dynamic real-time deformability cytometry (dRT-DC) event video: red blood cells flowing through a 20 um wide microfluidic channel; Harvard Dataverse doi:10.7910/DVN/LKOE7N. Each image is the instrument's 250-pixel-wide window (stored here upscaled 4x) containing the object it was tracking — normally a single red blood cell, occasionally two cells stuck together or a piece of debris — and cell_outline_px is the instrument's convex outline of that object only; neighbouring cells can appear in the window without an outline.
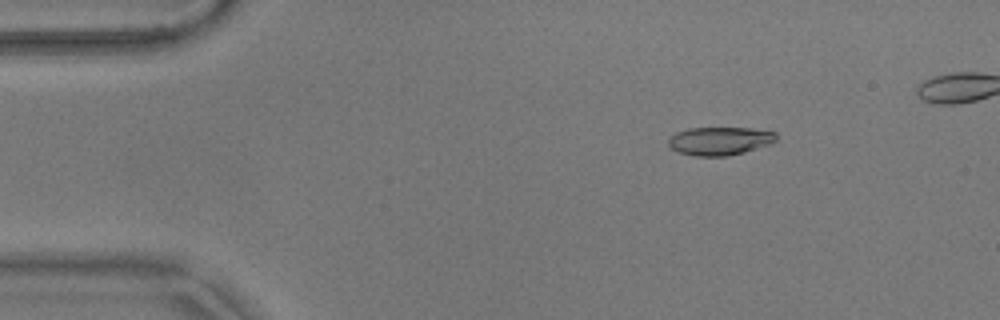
{"species": "common noctule bat (a hibernating species)", "species_latin": "Nyctalus noctula", "temperature_condition": "warm", "stored_images_in_passage": 14, "camera_frame_rate_fps": 3000, "um_per_image_px": 0.085, "animal": {"sex": "male", "body_mass_g": 17.9}, "frame": {"image": 1, "passage_image": 6, "time_ms": 1.667, "image_size_px": [1000, 320], "cell_outline_px": [[776, 140], [772, 144], [744, 152], [728, 156], [696, 156], [680, 152], [672, 148], [668, 144], [668, 140], [676, 132], [688, 128], [752, 128], [776, 132]], "centroid_in_image_um": [61.21, 11.98], "position_along_channel_um": 23.8, "area_um2": 17.74}}